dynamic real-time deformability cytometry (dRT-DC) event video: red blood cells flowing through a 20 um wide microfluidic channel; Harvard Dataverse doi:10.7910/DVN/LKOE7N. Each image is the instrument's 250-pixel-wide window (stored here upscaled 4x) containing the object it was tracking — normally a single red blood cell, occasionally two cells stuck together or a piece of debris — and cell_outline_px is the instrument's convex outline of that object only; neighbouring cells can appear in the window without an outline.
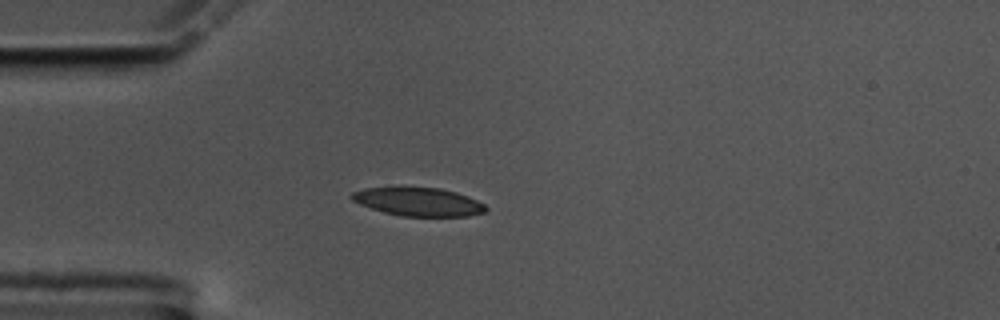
{"species": "common noctule bat (a hibernating species)", "species_latin": "Nyctalus noctula", "temperature_condition": "cold", "stored_images_in_passage": 43, "camera_frame_rate_fps": 3000, "um_per_image_px": 0.085, "animal": {"sex": "male", "body_mass_g": 17.5, "forearm_length_mm": 52.3}, "frame": {"image": 1, "passage_image": 1, "time_ms": 0.0, "image_size_px": [1000, 320], "cell_outline_px": [[488, 208], [484, 212], [468, 216], [400, 216], [384, 212], [360, 204], [352, 200], [352, 192], [364, 188], [440, 188], [456, 192], [468, 196], [484, 204]], "centroid_in_image_um": [35.59, 17.16], "position_along_channel_um": 49.4, "area_um2": 21.85}}
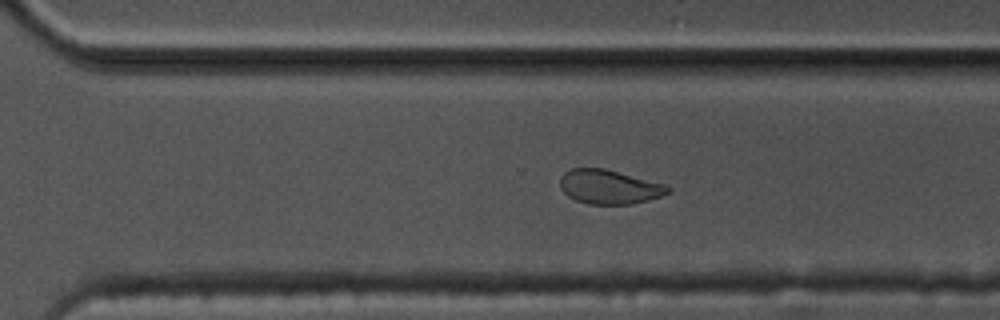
{"frame": {"image": 2, "passage_image": 25, "time_ms": 8.0, "image_size_px": [1000, 320], "cell_outline_px": [[672, 188], [668, 192], [660, 196], [632, 204], [588, 204], [576, 200], [568, 196], [560, 188], [560, 176], [564, 172], [572, 168], [604, 168], [664, 184]], "centroid_in_image_um": [51.74, 15.88], "position_along_channel_um": 318.9, "area_um2": 21.33}}
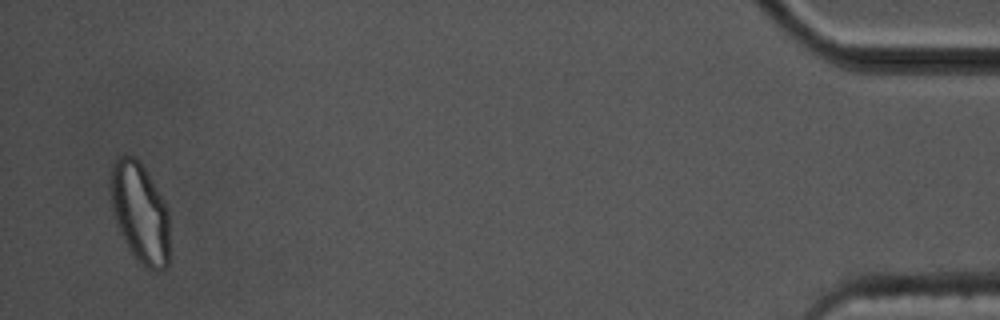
{"frame": {"image": 3, "passage_image": 41, "time_ms": 13.333, "image_size_px": [1000, 320], "cell_outline_px": [[168, 264], [160, 272], [152, 272], [132, 252], [120, 232], [116, 220], [112, 204], [112, 164], [124, 152], [136, 156], [144, 168], [168, 208]], "centroid_in_image_um": [11.92, 18.06], "position_along_channel_um": 423.3, "area_um2": 33.7}, "authors_computed_cell_mechanics": {"area_um2": 22.7154, "velocity_mm_per_s": 3.5144, "shape_relaxation_time_tau1_ms": 6.8558, "shape_relaxation_time_tau2_ms": 3.1256, "deformation_change_tau1": 0.1508, "deformation_change_tau2": 0.0809}}